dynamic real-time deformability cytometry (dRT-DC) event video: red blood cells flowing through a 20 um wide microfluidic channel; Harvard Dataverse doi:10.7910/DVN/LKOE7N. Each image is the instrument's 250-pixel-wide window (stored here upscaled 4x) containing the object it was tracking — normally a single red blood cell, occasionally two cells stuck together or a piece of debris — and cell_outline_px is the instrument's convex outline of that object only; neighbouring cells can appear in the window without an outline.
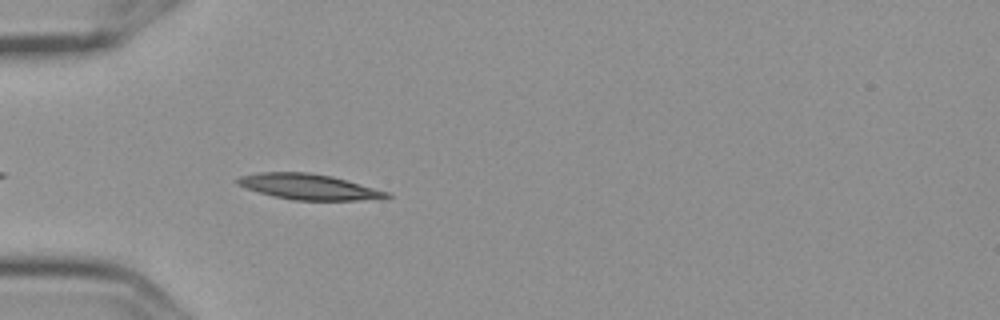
{"species": "Egyptian fruit bat (a non-hibernating species)", "species_latin": "Rousettus aegyptiacus", "temperature_condition": "cold", "stored_images_in_passage": 4, "camera_frame_rate_fps": 3000, "um_per_image_px": 0.085, "frame": {"image": 1, "passage_image": 4, "time_ms": 1.0, "image_size_px": [1000, 320], "cell_outline_px": [[392, 196], [356, 200], [292, 200], [272, 196], [236, 184], [236, 180], [240, 176], [260, 172], [308, 172], [332, 176], [388, 192]], "centroid_in_image_um": [26.18, 15.87], "position_along_channel_um": 58.8, "area_um2": 21.85}}